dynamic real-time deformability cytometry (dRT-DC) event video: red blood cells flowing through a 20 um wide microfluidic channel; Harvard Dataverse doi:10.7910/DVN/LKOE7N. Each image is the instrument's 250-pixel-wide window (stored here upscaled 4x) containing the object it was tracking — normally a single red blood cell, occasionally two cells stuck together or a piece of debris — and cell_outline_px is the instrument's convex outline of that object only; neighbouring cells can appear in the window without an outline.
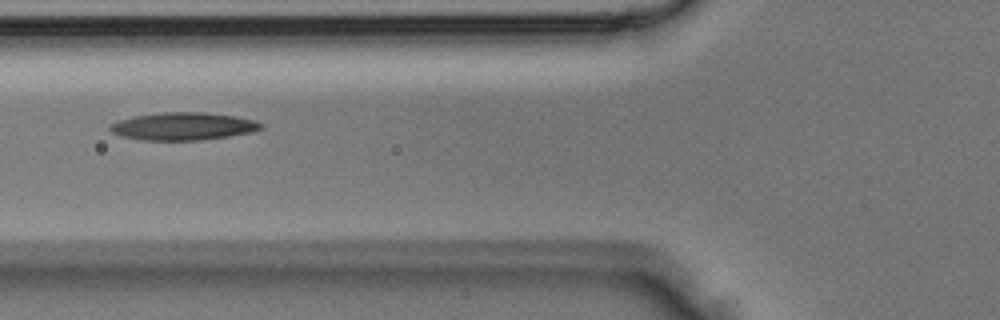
{"species": "Egyptian fruit bat (a non-hibernating species)", "species_latin": "Rousettus aegyptiacus", "temperature_condition": "room temperature", "stored_images_in_passage": 2, "camera_frame_rate_fps": 3000, "um_per_image_px": 0.085, "animal": {"sex": "male"}, "frame": {"image": 1, "passage_image": 2, "time_ms": 0.333, "image_size_px": [1000, 320], "cell_outline_px": [[264, 128], [252, 132], [228, 136], [200, 140], [144, 140], [120, 136], [112, 132], [108, 128], [108, 124], [120, 120], [136, 116], [160, 112], [204, 112], [236, 116], [256, 120], [264, 124]], "centroid_in_image_um": [15.59, 10.73], "position_along_channel_um": 110.2, "area_um2": 24.45}}